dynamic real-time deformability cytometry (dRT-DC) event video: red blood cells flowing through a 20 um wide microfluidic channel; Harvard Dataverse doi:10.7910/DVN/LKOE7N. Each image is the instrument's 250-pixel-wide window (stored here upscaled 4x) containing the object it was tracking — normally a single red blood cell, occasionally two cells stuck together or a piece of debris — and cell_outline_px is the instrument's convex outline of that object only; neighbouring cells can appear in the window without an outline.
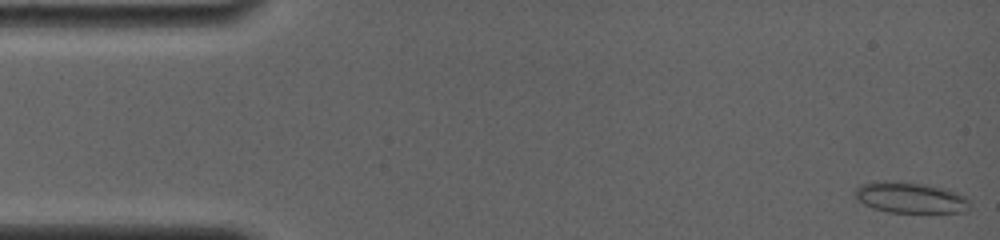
{"species": "common noctule bat (a hibernating species)", "species_latin": "Nyctalus noctula", "temperature_condition": "room temperature", "stored_images_in_passage": 65, "camera_frame_rate_fps": 4000, "um_per_image_px": 0.085, "animal": {"sex": "female", "body_mass_g": 19.0, "forearm_length_mm": 56.7}, "frame": {"image": 1, "passage_image": 1, "time_ms": 0.0, "image_size_px": [1000, 240], "cell_outline_px": [[968, 212], [888, 212], [872, 208], [856, 200], [856, 188], [864, 184], [884, 180], [928, 184], [944, 188], [956, 192], [964, 196], [968, 200]], "centroid_in_image_um": [77.38, 16.8], "position_along_channel_um": 7.6, "area_um2": 20.58}}
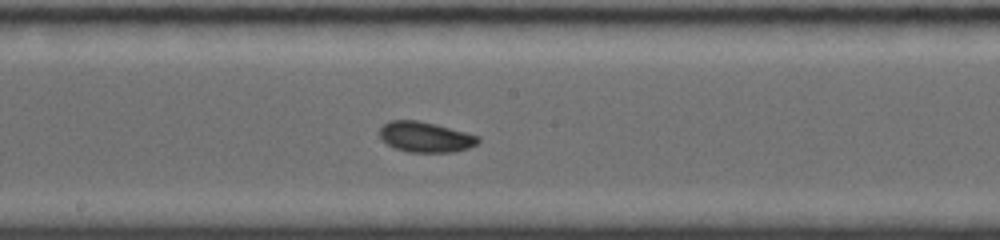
{"frame": {"image": 2, "passage_image": 35, "time_ms": 8.5, "image_size_px": [1000, 240], "cell_outline_px": [[480, 140], [476, 144], [468, 148], [452, 152], [408, 152], [396, 148], [388, 144], [380, 136], [380, 128], [384, 124], [392, 120], [416, 120], [436, 124], [480, 136]], "centroid_in_image_um": [36.18, 11.64], "position_along_channel_um": 212.0, "area_um2": 17.28}}
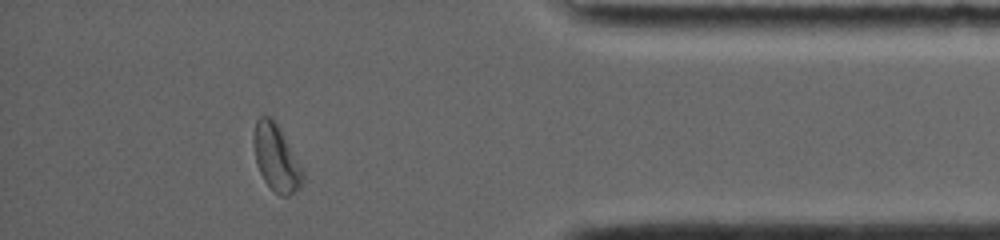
{"frame": {"image": 3, "passage_image": 58, "time_ms": 14.25, "image_size_px": [1000, 240], "cell_outline_px": [[304, 180], [300, 188], [288, 196], [280, 196], [264, 180], [260, 172], [256, 160], [256, 120], [260, 116], [268, 116], [276, 124], [304, 168]], "centroid_in_image_um": [23.56, 13.5], "position_along_channel_um": 411.6, "area_um2": 18.32}, "authors_computed_cell_mechanics": {"area_um2": 17.7446, "velocity_mm_per_s": 3.8339, "shape_relaxation_time_tau1_ms": 9.0544, "shape_relaxation_time_tau2_ms": 3.5974, "deformation_change_tau1": 0.1292, "deformation_change_tau2": 0.0608}}